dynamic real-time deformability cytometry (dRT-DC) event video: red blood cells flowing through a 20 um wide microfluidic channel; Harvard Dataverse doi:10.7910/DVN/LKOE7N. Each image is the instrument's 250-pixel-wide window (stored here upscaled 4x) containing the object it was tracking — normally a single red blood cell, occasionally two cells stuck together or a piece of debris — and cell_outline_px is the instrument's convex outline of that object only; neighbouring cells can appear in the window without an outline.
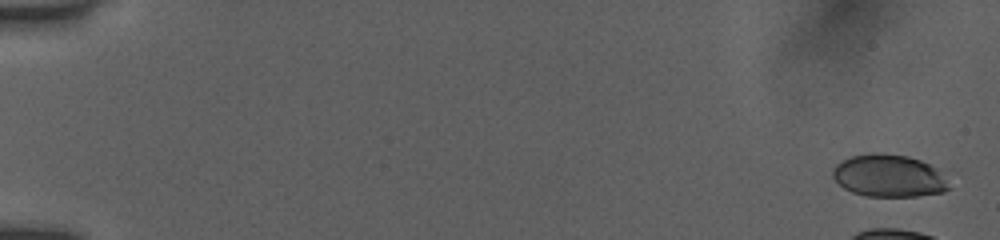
{"species": "human", "species_latin": "Homo sapiens", "temperature_condition": "room temperature", "stored_images_in_passage": 6, "camera_frame_rate_fps": 3000, "um_per_image_px": 0.085, "donor": {"sex": "female"}, "frame": {"image": 1, "passage_image": 2, "time_ms": 0.333, "image_size_px": [1000, 240], "cell_outline_px": [[948, 188], [944, 192], [916, 196], [864, 196], [852, 192], [844, 188], [832, 176], [832, 168], [836, 164], [852, 156], [872, 152], [908, 156], [920, 160], [936, 168]], "centroid_in_image_um": [75.48, 14.94], "position_along_channel_um": 9.5, "area_um2": 28.26}}